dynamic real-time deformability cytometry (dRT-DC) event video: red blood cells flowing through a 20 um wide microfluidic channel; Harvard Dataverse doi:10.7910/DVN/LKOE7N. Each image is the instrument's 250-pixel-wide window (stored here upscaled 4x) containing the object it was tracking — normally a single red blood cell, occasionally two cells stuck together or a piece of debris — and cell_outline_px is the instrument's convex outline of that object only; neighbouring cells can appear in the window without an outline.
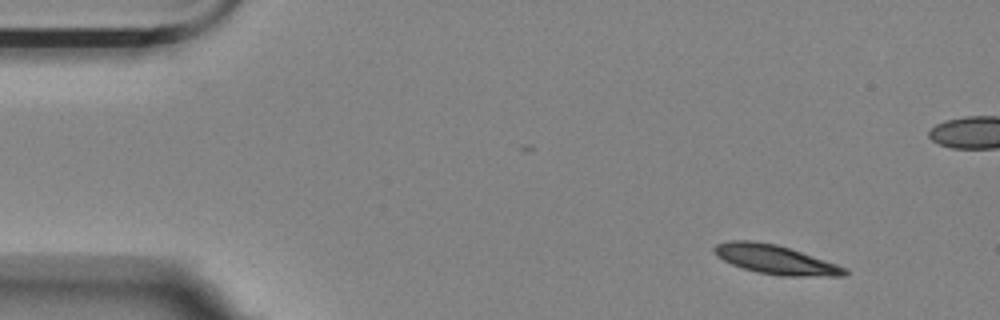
{"species": "Egyptian fruit bat (a non-hibernating species)", "species_latin": "Rousettus aegyptiacus", "temperature_condition": "room temperature", "stored_images_in_passage": 4, "camera_frame_rate_fps": 3000, "um_per_image_px": 0.085, "animal": {"sex": "female"}, "frame": {"image": 1, "passage_image": 1, "time_ms": 0.0, "image_size_px": [1000, 320], "cell_outline_px": [[848, 272], [844, 276], [780, 276], [756, 272], [732, 264], [716, 256], [712, 252], [712, 248], [716, 244], [728, 240], [752, 240], [776, 244], [848, 268]], "centroid_in_image_um": [65.86, 22.06], "position_along_channel_um": 19.1, "area_um2": 22.08}}